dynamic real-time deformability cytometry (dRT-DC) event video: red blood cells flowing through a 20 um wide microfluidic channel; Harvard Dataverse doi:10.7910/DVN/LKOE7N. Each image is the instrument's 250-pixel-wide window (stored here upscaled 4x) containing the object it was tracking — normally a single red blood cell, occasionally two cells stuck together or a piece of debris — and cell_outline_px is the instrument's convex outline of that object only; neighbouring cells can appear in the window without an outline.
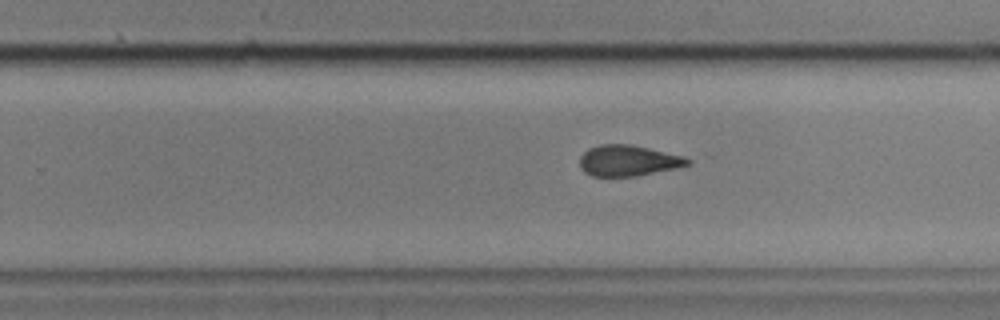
{"species": "common noctule bat (a hibernating species)", "species_latin": "Nyctalus noctula", "temperature_condition": "cold", "stored_images_in_passage": 34, "camera_frame_rate_fps": 3000, "um_per_image_px": 0.085, "animal": {"sex": "male", "body_mass_g": 17.9, "forearm_length_mm": 54.2}, "frame": {"image": 1, "passage_image": 20, "time_ms": 6.333, "image_size_px": [1000, 320], "cell_outline_px": [[692, 164], [676, 168], [636, 176], [592, 176], [584, 172], [580, 168], [580, 156], [588, 148], [600, 144], [632, 144], [684, 156], [692, 160]], "centroid_in_image_um": [53.4, 13.64], "position_along_channel_um": 276.4, "area_um2": 19.59}}
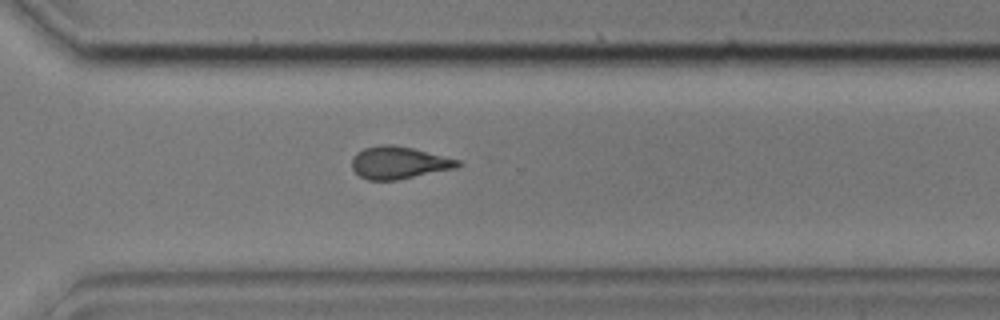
{"frame": {"image": 2, "passage_image": 25, "time_ms": 8.0, "image_size_px": [1000, 320], "cell_outline_px": [[464, 164], [456, 168], [396, 180], [368, 180], [360, 176], [352, 168], [352, 156], [356, 152], [364, 148], [380, 144], [392, 144], [412, 148], [460, 160]], "centroid_in_image_um": [33.89, 13.82], "position_along_channel_um": 336.7, "area_um2": 20.0}}